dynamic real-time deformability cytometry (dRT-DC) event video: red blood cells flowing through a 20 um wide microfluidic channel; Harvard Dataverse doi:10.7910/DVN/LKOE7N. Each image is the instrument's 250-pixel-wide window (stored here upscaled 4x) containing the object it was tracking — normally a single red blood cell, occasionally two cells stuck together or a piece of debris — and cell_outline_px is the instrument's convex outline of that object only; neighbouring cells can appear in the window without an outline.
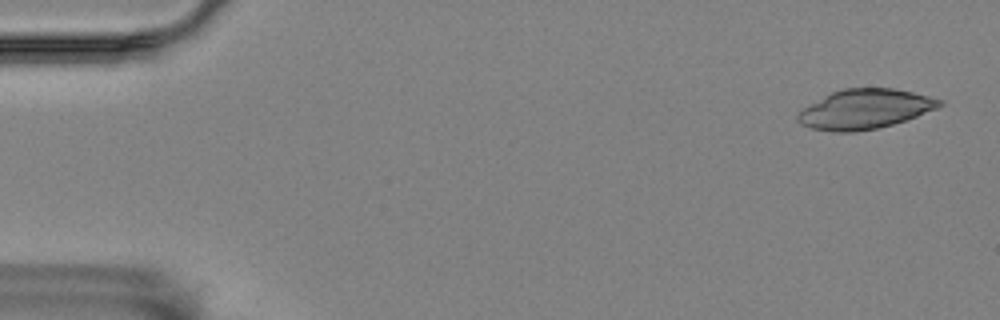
{"species": "Egyptian fruit bat (a non-hibernating species)", "species_latin": "Rousettus aegyptiacus", "temperature_condition": "room temperature", "stored_images_in_passage": 55, "camera_frame_rate_fps": 3000, "um_per_image_px": 0.085, "animal": {"sex": "female"}, "frame": {"image": 1, "passage_image": 2, "time_ms": 0.333, "image_size_px": [1000, 320], "cell_outline_px": [[944, 104], [936, 108], [916, 116], [892, 124], [876, 128], [856, 132], [832, 132], [812, 128], [800, 124], [796, 120], [796, 116], [804, 108], [824, 96], [832, 92], [844, 88], [892, 88], [912, 92], [944, 100]], "centroid_in_image_um": [73.5, 9.28], "position_along_channel_um": 11.5, "area_um2": 32.43}}